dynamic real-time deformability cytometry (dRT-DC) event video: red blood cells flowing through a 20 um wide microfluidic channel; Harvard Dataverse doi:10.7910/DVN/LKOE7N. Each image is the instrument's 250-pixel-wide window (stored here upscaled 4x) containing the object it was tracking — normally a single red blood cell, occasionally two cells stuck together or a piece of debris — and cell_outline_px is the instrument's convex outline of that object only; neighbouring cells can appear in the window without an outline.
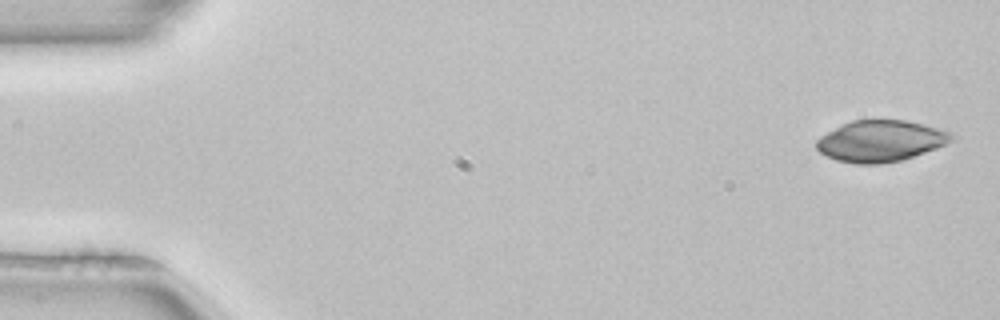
{"species": "common noctule bat (a hibernating species)", "species_latin": "Nyctalus noctula", "temperature_condition": "room temperature", "stored_images_in_passage": 4, "camera_frame_rate_fps": 3000, "um_per_image_px": 0.085, "animal": {"sex": "female", "body_mass_g": 22.7, "forearm_length_mm": 54.2}, "frame": {"image": 1, "passage_image": 1, "time_ms": 0.0, "image_size_px": [1000, 320], "cell_outline_px": [[956, 136], [952, 140], [936, 148], [900, 160], [880, 164], [856, 164], [836, 160], [820, 152], [816, 148], [816, 140], [820, 136], [852, 120], [908, 120], [924, 124], [952, 132]], "centroid_in_image_um": [74.86, 11.98], "position_along_channel_um": 10.1, "area_um2": 32.31}}